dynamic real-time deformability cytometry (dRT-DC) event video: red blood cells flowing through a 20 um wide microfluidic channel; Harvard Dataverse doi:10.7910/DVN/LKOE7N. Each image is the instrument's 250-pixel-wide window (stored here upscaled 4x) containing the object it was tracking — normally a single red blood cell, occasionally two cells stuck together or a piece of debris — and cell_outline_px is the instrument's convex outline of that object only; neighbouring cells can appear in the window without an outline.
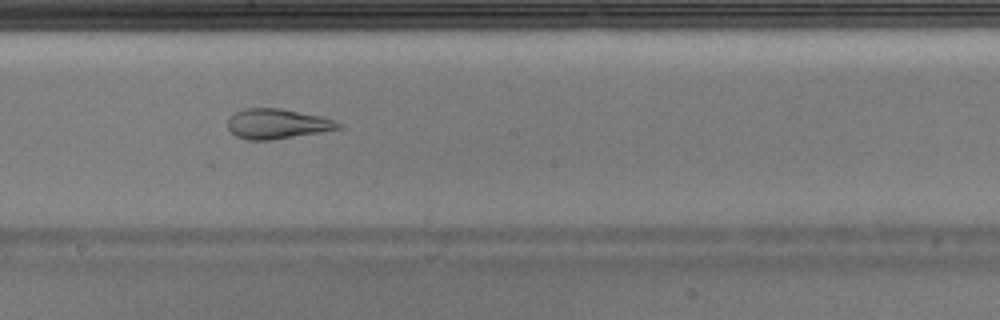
{"species": "Egyptian fruit bat (a non-hibernating species)", "species_latin": "Rousettus aegyptiacus", "temperature_condition": "warm", "stored_images_in_passage": 39, "camera_frame_rate_fps": 3000, "um_per_image_px": 0.085, "animal": {"sex": "male"}, "frame": {"image": 1, "passage_image": 23, "time_ms": 7.333, "image_size_px": [1000, 320], "cell_outline_px": [[344, 128], [272, 140], [248, 140], [236, 136], [228, 128], [228, 120], [236, 112], [244, 108], [280, 108], [324, 116], [336, 120], [344, 124]], "centroid_in_image_um": [23.64, 10.52], "position_along_channel_um": 224.6, "area_um2": 19.54}}